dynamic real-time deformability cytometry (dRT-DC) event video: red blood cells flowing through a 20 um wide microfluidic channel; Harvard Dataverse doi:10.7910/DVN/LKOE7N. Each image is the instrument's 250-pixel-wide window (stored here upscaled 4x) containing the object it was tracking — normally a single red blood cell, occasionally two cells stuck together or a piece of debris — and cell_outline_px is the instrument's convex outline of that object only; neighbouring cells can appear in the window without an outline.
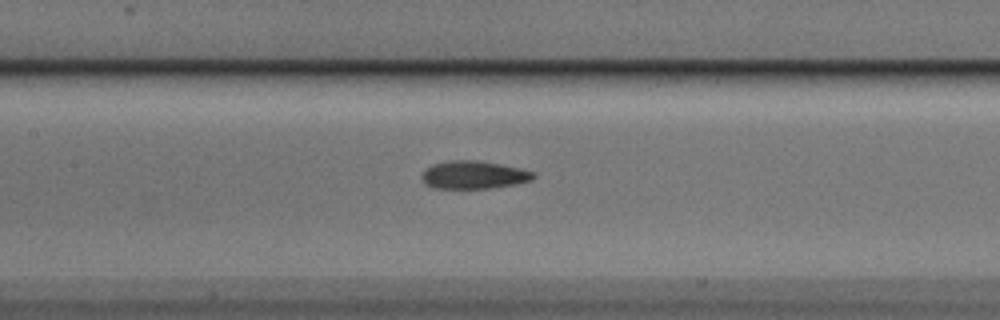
{"species": "Egyptian fruit bat (a non-hibernating species)", "species_latin": "Rousettus aegyptiacus", "temperature_condition": "cold", "stored_images_in_passage": 18, "camera_frame_rate_fps": 3000, "um_per_image_px": 0.085, "animal": {"sex": "male"}, "frame": {"image": 1, "passage_image": 16, "time_ms": 5.0, "image_size_px": [1000, 320], "cell_outline_px": [[536, 176], [532, 180], [516, 184], [488, 188], [432, 188], [424, 184], [420, 176], [424, 168], [432, 164], [452, 160], [476, 160], [500, 164], [520, 168], [532, 172]], "centroid_in_image_um": [40.21, 14.86], "position_along_channel_um": 167.2, "area_um2": 18.26}}